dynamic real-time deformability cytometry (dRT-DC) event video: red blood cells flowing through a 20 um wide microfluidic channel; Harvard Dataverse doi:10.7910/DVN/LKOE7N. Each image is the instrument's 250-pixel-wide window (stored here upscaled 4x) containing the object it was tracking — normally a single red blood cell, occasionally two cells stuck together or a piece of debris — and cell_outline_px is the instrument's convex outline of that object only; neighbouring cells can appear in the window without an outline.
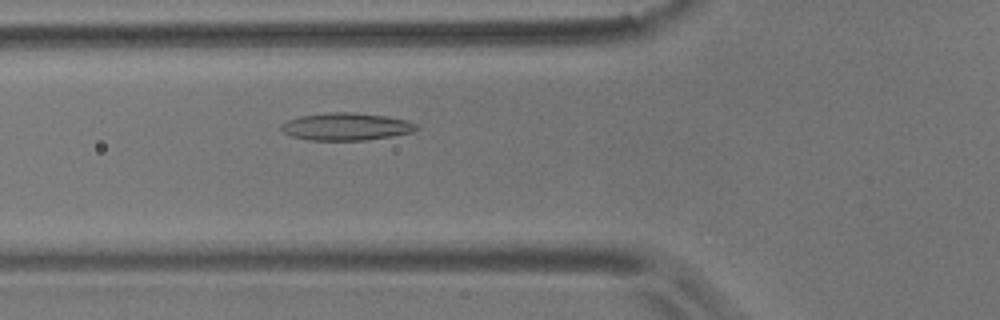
{"species": "common noctule bat (a hibernating species)", "species_latin": "Nyctalus noctula", "temperature_condition": "room temperature", "stored_images_in_passage": 5, "camera_frame_rate_fps": 3000, "um_per_image_px": 0.085, "animal": {"sex": "male", "body_mass_g": 17.9}, "frame": {"image": 1, "passage_image": 5, "time_ms": 4.667, "image_size_px": [1000, 320], "cell_outline_px": [[420, 128], [412, 132], [392, 136], [364, 140], [308, 140], [292, 136], [284, 132], [280, 128], [280, 124], [288, 120], [300, 116], [332, 112], [352, 112], [384, 116], [404, 120], [416, 124]], "centroid_in_image_um": [29.4, 10.76], "position_along_channel_um": 96.4, "area_um2": 21.44}}